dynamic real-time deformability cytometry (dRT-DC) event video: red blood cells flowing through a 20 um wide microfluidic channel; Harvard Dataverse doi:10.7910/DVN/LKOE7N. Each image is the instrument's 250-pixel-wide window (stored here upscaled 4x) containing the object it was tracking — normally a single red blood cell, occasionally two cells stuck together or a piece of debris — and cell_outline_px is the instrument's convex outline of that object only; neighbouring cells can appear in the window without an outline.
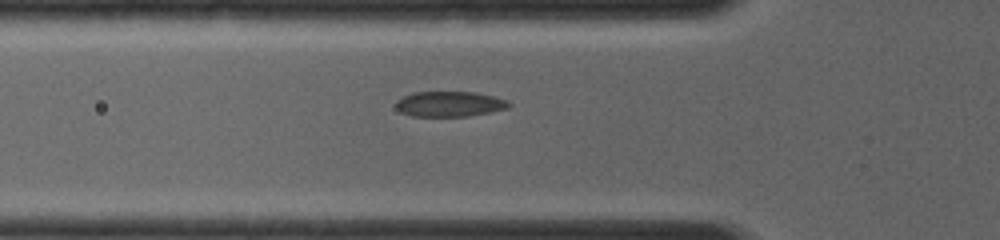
{"species": "common noctule bat (a hibernating species)", "species_latin": "Nyctalus noctula", "temperature_condition": "room temperature", "stored_images_in_passage": 27, "camera_frame_rate_fps": 4000, "um_per_image_px": 0.085, "animal": {"sex": "female", "body_mass_g": 19.0, "forearm_length_mm": 56.7}, "frame": {"image": 1, "passage_image": 7, "time_ms": 2.25, "image_size_px": [1000, 240], "cell_outline_px": [[512, 104], [508, 108], [492, 112], [468, 116], [412, 116], [400, 112], [396, 108], [396, 100], [412, 92], [476, 92], [508, 100]], "centroid_in_image_um": [38.22, 8.84], "position_along_channel_um": 87.6, "area_um2": 16.76}}
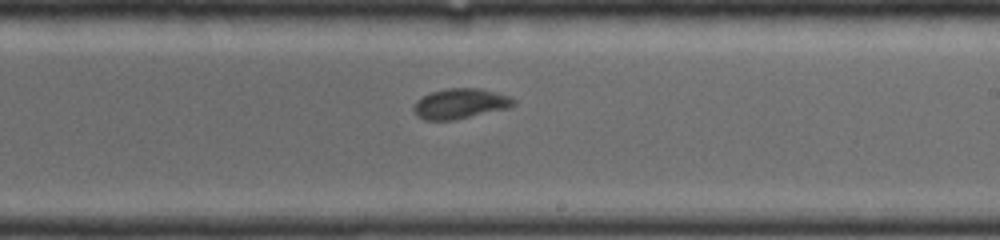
{"frame": {"image": 2, "passage_image": 16, "time_ms": 5.75, "image_size_px": [1000, 240], "cell_outline_px": [[516, 104], [512, 108], [456, 120], [424, 120], [416, 116], [412, 112], [412, 108], [416, 100], [432, 92], [448, 88], [480, 88], [512, 96], [516, 100]], "centroid_in_image_um": [39.16, 8.82], "position_along_channel_um": 249.8, "area_um2": 18.09}}
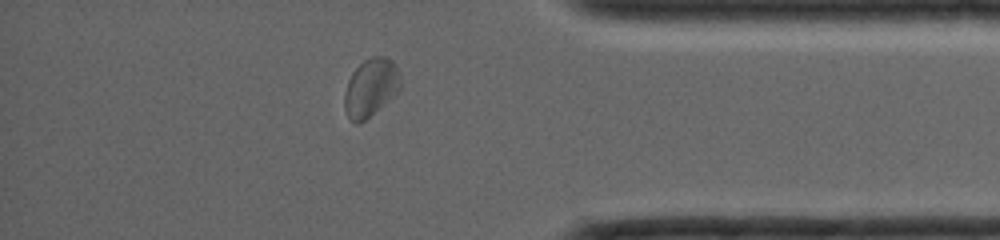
{"frame": {"image": 3, "passage_image": 24, "time_ms": 9.25, "image_size_px": [1000, 240], "cell_outline_px": [[400, 88], [396, 92], [364, 120], [356, 124], [348, 116], [344, 108], [344, 92], [348, 80], [352, 72], [364, 60], [372, 56], [384, 56], [392, 60], [400, 76]], "centroid_in_image_um": [31.48, 7.41], "position_along_channel_um": 403.7, "area_um2": 18.44}}